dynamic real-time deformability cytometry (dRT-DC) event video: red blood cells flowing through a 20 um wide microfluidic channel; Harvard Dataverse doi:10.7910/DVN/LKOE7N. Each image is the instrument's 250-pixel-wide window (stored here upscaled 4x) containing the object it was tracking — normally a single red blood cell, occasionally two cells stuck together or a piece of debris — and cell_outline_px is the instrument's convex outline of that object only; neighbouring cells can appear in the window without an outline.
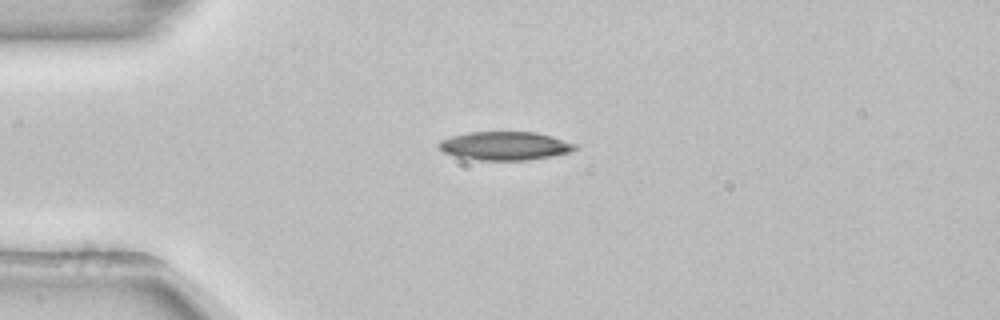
{"species": "common noctule bat (a hibernating species)", "species_latin": "Nyctalus noctula", "temperature_condition": "room temperature", "stored_images_in_passage": 41, "camera_frame_rate_fps": 3000, "um_per_image_px": 0.085, "animal": {"sex": "female", "body_mass_g": 22.7, "forearm_length_mm": 54.2}, "frame": {"image": 1, "passage_image": 1, "time_ms": 0.0, "image_size_px": [1000, 320], "cell_outline_px": [[576, 148], [568, 152], [528, 160], [480, 160], [456, 156], [444, 152], [436, 144], [440, 140], [452, 136], [468, 132], [536, 132], [552, 136], [576, 144]], "centroid_in_image_um": [42.88, 12.39], "position_along_channel_um": 42.1, "area_um2": 22.37}}
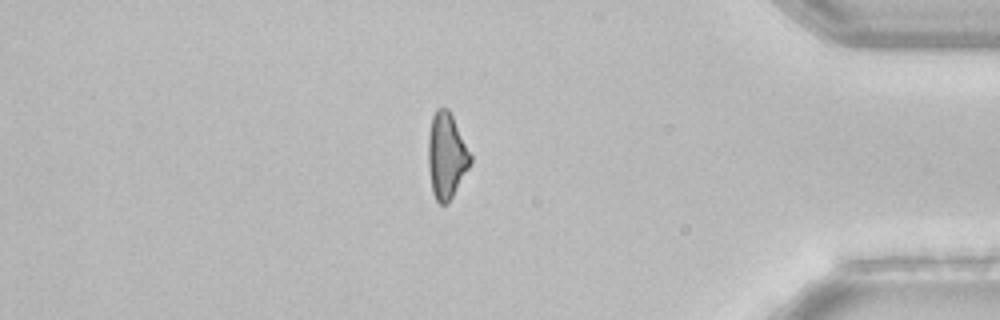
{"frame": {"image": 2, "passage_image": 33, "time_ms": 10.667, "image_size_px": [1000, 320], "cell_outline_px": [[472, 160], [468, 168], [448, 204], [440, 204], [436, 200], [432, 192], [428, 168], [428, 136], [432, 116], [436, 108], [448, 108], [472, 156]], "centroid_in_image_um": [37.93, 13.24], "position_along_channel_um": 397.3, "area_um2": 20.98}}
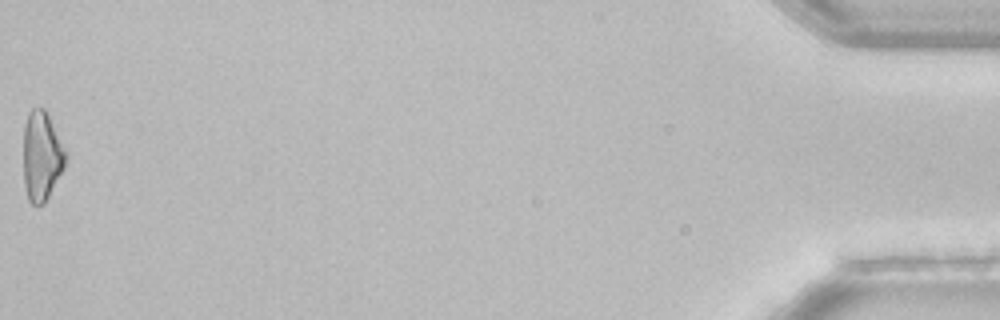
{"frame": {"image": 3, "passage_image": 41, "time_ms": 13.333, "image_size_px": [1000, 320], "cell_outline_px": [[68, 156], [64, 168], [44, 204], [32, 204], [28, 200], [24, 184], [24, 124], [28, 112], [32, 108], [44, 108], [68, 152]], "centroid_in_image_um": [3.56, 13.26], "position_along_channel_um": 431.6, "area_um2": 22.14}, "authors_computed_cell_mechanics": {"area_um2": 22.3686, "velocity_mm_per_s": 3.8924, "shape_relaxation_time_tau1_ms": 7.3532, "shape_relaxation_time_tau2_ms": null, "deformation_change_tau1": 0.1934, "deformation_change_tau2": null}}